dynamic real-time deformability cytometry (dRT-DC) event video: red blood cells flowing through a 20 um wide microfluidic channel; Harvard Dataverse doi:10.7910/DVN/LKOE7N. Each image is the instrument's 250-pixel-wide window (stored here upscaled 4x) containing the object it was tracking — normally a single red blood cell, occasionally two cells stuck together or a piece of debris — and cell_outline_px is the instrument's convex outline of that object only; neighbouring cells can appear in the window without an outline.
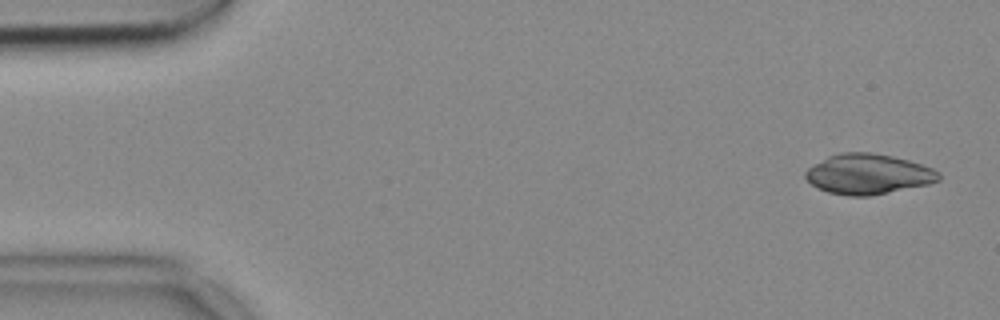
{"species": "common noctule bat (a hibernating species)", "species_latin": "Nyctalus noctula", "temperature_condition": "cold", "stored_images_in_passage": 50, "camera_frame_rate_fps": 3000, "um_per_image_px": 0.085, "animal": {"sex": "female", "body_mass_g": 18.4}, "frame": {"image": 1, "passage_image": 2, "time_ms": 0.333, "image_size_px": [1000, 320], "cell_outline_px": [[940, 180], [928, 184], [868, 196], [848, 196], [828, 192], [812, 184], [804, 176], [804, 172], [808, 168], [828, 156], [840, 152], [872, 152], [892, 156], [908, 160], [932, 168], [940, 172]], "centroid_in_image_um": [73.79, 14.79], "position_along_channel_um": 11.2, "area_um2": 31.04}}